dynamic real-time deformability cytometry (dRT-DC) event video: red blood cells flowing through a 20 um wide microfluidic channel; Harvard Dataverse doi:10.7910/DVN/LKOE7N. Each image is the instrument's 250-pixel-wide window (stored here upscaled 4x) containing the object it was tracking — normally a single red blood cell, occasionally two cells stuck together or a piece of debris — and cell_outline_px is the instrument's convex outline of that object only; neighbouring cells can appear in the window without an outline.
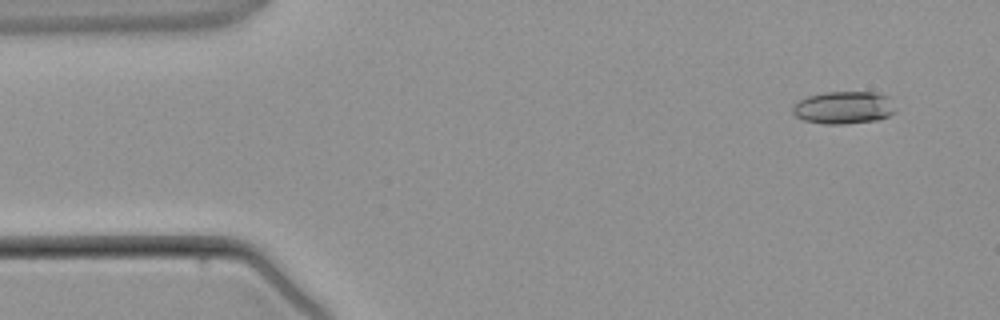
{"species": "common noctule bat (a hibernating species)", "species_latin": "Nyctalus noctula", "temperature_condition": "warm", "stored_images_in_passage": 3, "camera_frame_rate_fps": 3000, "um_per_image_px": 0.085, "animal": {"sex": "male", "body_mass_g": 21.5, "forearm_length_mm": 52.0}, "frame": {"image": 1, "passage_image": 1, "time_ms": 0.0, "image_size_px": [1000, 320], "cell_outline_px": [[900, 108], [896, 112], [880, 120], [844, 124], [824, 124], [804, 120], [796, 116], [792, 112], [792, 104], [808, 96], [824, 92], [876, 92], [888, 96]], "centroid_in_image_um": [71.79, 9.15], "position_along_channel_um": 13.2, "area_um2": 20.0}}